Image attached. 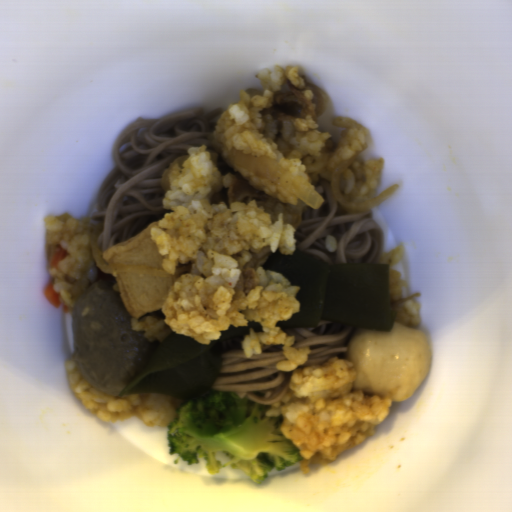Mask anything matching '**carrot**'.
<instances>
[{"instance_id":"carrot-1","label":"carrot","mask_w":512,"mask_h":512,"mask_svg":"<svg viewBox=\"0 0 512 512\" xmlns=\"http://www.w3.org/2000/svg\"><path fill=\"white\" fill-rule=\"evenodd\" d=\"M43 295L47 302L56 309L62 304L60 301V293H57L54 289V279H51L48 285L43 290Z\"/></svg>"},{"instance_id":"carrot-2","label":"carrot","mask_w":512,"mask_h":512,"mask_svg":"<svg viewBox=\"0 0 512 512\" xmlns=\"http://www.w3.org/2000/svg\"><path fill=\"white\" fill-rule=\"evenodd\" d=\"M68 253L69 252L65 248H63L60 244H56L55 251H54V254H53V256L51 258V262H50L51 267L54 268L60 260L67 257Z\"/></svg>"}]
</instances>
